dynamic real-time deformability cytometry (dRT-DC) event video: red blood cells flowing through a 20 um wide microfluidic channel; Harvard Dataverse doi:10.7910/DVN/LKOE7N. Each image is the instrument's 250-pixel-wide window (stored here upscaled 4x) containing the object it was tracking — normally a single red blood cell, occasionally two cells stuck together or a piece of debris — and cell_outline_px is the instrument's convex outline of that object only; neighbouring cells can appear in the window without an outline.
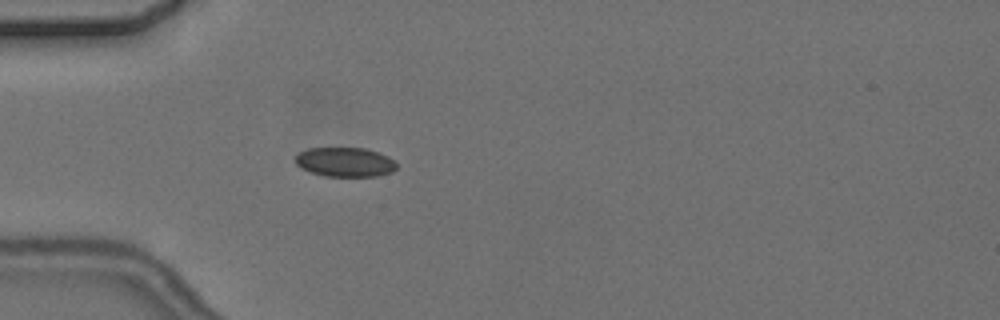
{"species": "common noctule bat (a hibernating species)", "species_latin": "Nyctalus noctula", "temperature_condition": "cold", "stored_images_in_passage": 4, "camera_frame_rate_fps": 3000, "um_per_image_px": 0.085, "animal": {"sex": "female", "body_mass_g": 24.6, "forearm_length_mm": 56.2}, "frame": {"image": 1, "passage_image": 4, "time_ms": 3.667, "image_size_px": [1000, 320], "cell_outline_px": [[396, 168], [392, 172], [380, 176], [324, 176], [312, 172], [296, 164], [296, 156], [300, 152], [308, 148], [364, 148], [380, 152], [388, 156], [396, 164]], "centroid_in_image_um": [29.36, 13.77], "position_along_channel_um": 55.6, "area_um2": 17.22}}